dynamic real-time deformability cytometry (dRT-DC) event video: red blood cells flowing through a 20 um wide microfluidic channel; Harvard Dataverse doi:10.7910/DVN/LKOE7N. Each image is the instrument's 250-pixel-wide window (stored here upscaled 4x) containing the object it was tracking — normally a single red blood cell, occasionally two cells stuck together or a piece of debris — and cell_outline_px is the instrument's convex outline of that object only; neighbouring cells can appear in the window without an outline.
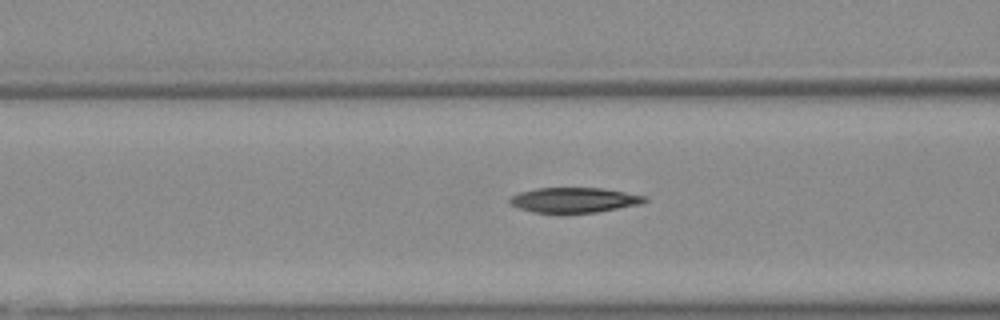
{"species": "Egyptian fruit bat (a non-hibernating species)", "species_latin": "Rousettus aegyptiacus", "temperature_condition": "warm", "stored_images_in_passage": 38, "camera_frame_rate_fps": 3000, "um_per_image_px": 0.085, "animal": {"sex": "female"}, "frame": {"image": 1, "passage_image": 13, "time_ms": 4.0, "image_size_px": [1000, 320], "cell_outline_px": [[648, 200], [640, 204], [596, 212], [560, 216], [532, 212], [520, 208], [512, 204], [508, 200], [512, 196], [520, 192], [536, 188], [600, 188], [624, 192], [644, 196]], "centroid_in_image_um": [48.75, 17.04], "position_along_channel_um": 117.9, "area_um2": 20.17}}
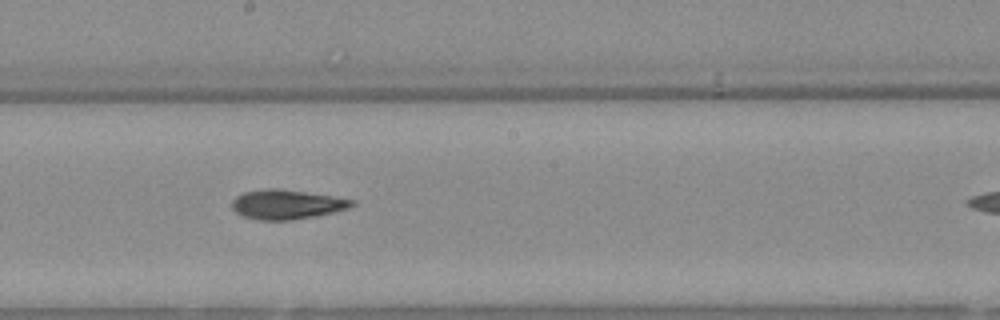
{"frame": {"image": 2, "passage_image": 21, "time_ms": 6.667, "image_size_px": [1000, 320], "cell_outline_px": [[356, 204], [352, 208], [312, 216], [288, 220], [260, 220], [244, 216], [236, 212], [232, 208], [232, 200], [236, 196], [244, 192], [264, 188], [276, 188], [332, 196], [356, 200]], "centroid_in_image_um": [24.38, 17.36], "position_along_channel_um": 223.8, "area_um2": 20.46}}
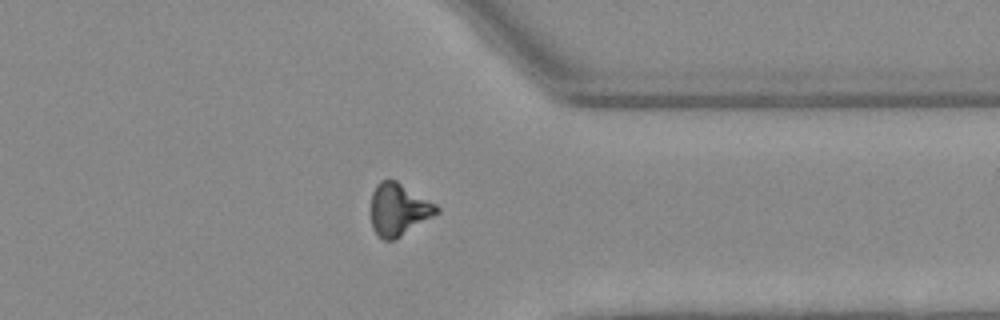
{"frame": {"image": 3, "passage_image": 33, "time_ms": 10.667, "image_size_px": [1000, 320], "cell_outline_px": [[440, 212], [400, 236], [392, 240], [384, 240], [372, 228], [372, 192], [376, 184], [380, 180], [396, 180], [436, 204], [440, 208]], "centroid_in_image_um": [33.89, 17.79], "position_along_channel_um": 377.5, "area_um2": 19.71}}